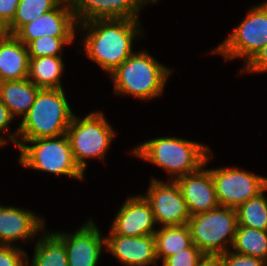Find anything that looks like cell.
<instances>
[{
	"instance_id": "cell-28",
	"label": "cell",
	"mask_w": 267,
	"mask_h": 266,
	"mask_svg": "<svg viewBox=\"0 0 267 266\" xmlns=\"http://www.w3.org/2000/svg\"><path fill=\"white\" fill-rule=\"evenodd\" d=\"M28 256L20 246L0 244V266H27Z\"/></svg>"
},
{
	"instance_id": "cell-26",
	"label": "cell",
	"mask_w": 267,
	"mask_h": 266,
	"mask_svg": "<svg viewBox=\"0 0 267 266\" xmlns=\"http://www.w3.org/2000/svg\"><path fill=\"white\" fill-rule=\"evenodd\" d=\"M75 39L76 37L42 36L27 45L29 58L62 57L64 46L72 45Z\"/></svg>"
},
{
	"instance_id": "cell-12",
	"label": "cell",
	"mask_w": 267,
	"mask_h": 266,
	"mask_svg": "<svg viewBox=\"0 0 267 266\" xmlns=\"http://www.w3.org/2000/svg\"><path fill=\"white\" fill-rule=\"evenodd\" d=\"M77 24L97 19L140 20L141 9L158 0H68Z\"/></svg>"
},
{
	"instance_id": "cell-11",
	"label": "cell",
	"mask_w": 267,
	"mask_h": 266,
	"mask_svg": "<svg viewBox=\"0 0 267 266\" xmlns=\"http://www.w3.org/2000/svg\"><path fill=\"white\" fill-rule=\"evenodd\" d=\"M91 217L72 233L56 230L67 252L68 266H98L106 250L105 235ZM104 250V251H103Z\"/></svg>"
},
{
	"instance_id": "cell-29",
	"label": "cell",
	"mask_w": 267,
	"mask_h": 266,
	"mask_svg": "<svg viewBox=\"0 0 267 266\" xmlns=\"http://www.w3.org/2000/svg\"><path fill=\"white\" fill-rule=\"evenodd\" d=\"M14 117L10 114L9 109L0 99V133L6 134L4 137L0 135V147H4L7 143L15 145L17 147V138H18V128L11 133L10 132V124L14 122ZM8 136V138H7ZM7 138V139H6Z\"/></svg>"
},
{
	"instance_id": "cell-34",
	"label": "cell",
	"mask_w": 267,
	"mask_h": 266,
	"mask_svg": "<svg viewBox=\"0 0 267 266\" xmlns=\"http://www.w3.org/2000/svg\"><path fill=\"white\" fill-rule=\"evenodd\" d=\"M7 29L6 27L0 23V41L7 35Z\"/></svg>"
},
{
	"instance_id": "cell-27",
	"label": "cell",
	"mask_w": 267,
	"mask_h": 266,
	"mask_svg": "<svg viewBox=\"0 0 267 266\" xmlns=\"http://www.w3.org/2000/svg\"><path fill=\"white\" fill-rule=\"evenodd\" d=\"M204 253L195 245L169 256L162 262V266H198Z\"/></svg>"
},
{
	"instance_id": "cell-19",
	"label": "cell",
	"mask_w": 267,
	"mask_h": 266,
	"mask_svg": "<svg viewBox=\"0 0 267 266\" xmlns=\"http://www.w3.org/2000/svg\"><path fill=\"white\" fill-rule=\"evenodd\" d=\"M41 88L29 79L17 81H3L0 89V99L9 109L10 114L16 119L25 116Z\"/></svg>"
},
{
	"instance_id": "cell-18",
	"label": "cell",
	"mask_w": 267,
	"mask_h": 266,
	"mask_svg": "<svg viewBox=\"0 0 267 266\" xmlns=\"http://www.w3.org/2000/svg\"><path fill=\"white\" fill-rule=\"evenodd\" d=\"M27 46L15 35L7 34L0 41V76L3 81H17L28 77Z\"/></svg>"
},
{
	"instance_id": "cell-33",
	"label": "cell",
	"mask_w": 267,
	"mask_h": 266,
	"mask_svg": "<svg viewBox=\"0 0 267 266\" xmlns=\"http://www.w3.org/2000/svg\"><path fill=\"white\" fill-rule=\"evenodd\" d=\"M198 266H224L221 254H204Z\"/></svg>"
},
{
	"instance_id": "cell-2",
	"label": "cell",
	"mask_w": 267,
	"mask_h": 266,
	"mask_svg": "<svg viewBox=\"0 0 267 266\" xmlns=\"http://www.w3.org/2000/svg\"><path fill=\"white\" fill-rule=\"evenodd\" d=\"M175 71L158 62L147 50L131 54L126 61L109 74L114 84L112 94L155 100L164 94L168 78Z\"/></svg>"
},
{
	"instance_id": "cell-16",
	"label": "cell",
	"mask_w": 267,
	"mask_h": 266,
	"mask_svg": "<svg viewBox=\"0 0 267 266\" xmlns=\"http://www.w3.org/2000/svg\"><path fill=\"white\" fill-rule=\"evenodd\" d=\"M212 158L211 150L204 165L197 171L176 179L191 216L219 206L211 171L205 168Z\"/></svg>"
},
{
	"instance_id": "cell-5",
	"label": "cell",
	"mask_w": 267,
	"mask_h": 266,
	"mask_svg": "<svg viewBox=\"0 0 267 266\" xmlns=\"http://www.w3.org/2000/svg\"><path fill=\"white\" fill-rule=\"evenodd\" d=\"M66 135L75 163L85 173L89 160L101 162L106 159L105 156L116 137V130L107 121L103 111L96 110L82 118L75 114Z\"/></svg>"
},
{
	"instance_id": "cell-24",
	"label": "cell",
	"mask_w": 267,
	"mask_h": 266,
	"mask_svg": "<svg viewBox=\"0 0 267 266\" xmlns=\"http://www.w3.org/2000/svg\"><path fill=\"white\" fill-rule=\"evenodd\" d=\"M267 187L236 208L238 226L267 231Z\"/></svg>"
},
{
	"instance_id": "cell-14",
	"label": "cell",
	"mask_w": 267,
	"mask_h": 266,
	"mask_svg": "<svg viewBox=\"0 0 267 266\" xmlns=\"http://www.w3.org/2000/svg\"><path fill=\"white\" fill-rule=\"evenodd\" d=\"M44 230L45 219L31 209L0 205V244L18 246L17 241L28 243Z\"/></svg>"
},
{
	"instance_id": "cell-6",
	"label": "cell",
	"mask_w": 267,
	"mask_h": 266,
	"mask_svg": "<svg viewBox=\"0 0 267 266\" xmlns=\"http://www.w3.org/2000/svg\"><path fill=\"white\" fill-rule=\"evenodd\" d=\"M18 150L21 167L58 176H69L79 181L86 178V173L75 163L66 134L28 140Z\"/></svg>"
},
{
	"instance_id": "cell-23",
	"label": "cell",
	"mask_w": 267,
	"mask_h": 266,
	"mask_svg": "<svg viewBox=\"0 0 267 266\" xmlns=\"http://www.w3.org/2000/svg\"><path fill=\"white\" fill-rule=\"evenodd\" d=\"M231 251L257 257L267 263V231L238 226Z\"/></svg>"
},
{
	"instance_id": "cell-17",
	"label": "cell",
	"mask_w": 267,
	"mask_h": 266,
	"mask_svg": "<svg viewBox=\"0 0 267 266\" xmlns=\"http://www.w3.org/2000/svg\"><path fill=\"white\" fill-rule=\"evenodd\" d=\"M105 235L106 252L123 266H151L158 263L154 235L122 236L109 229Z\"/></svg>"
},
{
	"instance_id": "cell-13",
	"label": "cell",
	"mask_w": 267,
	"mask_h": 266,
	"mask_svg": "<svg viewBox=\"0 0 267 266\" xmlns=\"http://www.w3.org/2000/svg\"><path fill=\"white\" fill-rule=\"evenodd\" d=\"M14 35L26 46L42 36L76 37L77 23L68 0L23 25Z\"/></svg>"
},
{
	"instance_id": "cell-22",
	"label": "cell",
	"mask_w": 267,
	"mask_h": 266,
	"mask_svg": "<svg viewBox=\"0 0 267 266\" xmlns=\"http://www.w3.org/2000/svg\"><path fill=\"white\" fill-rule=\"evenodd\" d=\"M156 256L158 262L189 247L192 244L190 230L187 226H165L159 227L154 234Z\"/></svg>"
},
{
	"instance_id": "cell-8",
	"label": "cell",
	"mask_w": 267,
	"mask_h": 266,
	"mask_svg": "<svg viewBox=\"0 0 267 266\" xmlns=\"http://www.w3.org/2000/svg\"><path fill=\"white\" fill-rule=\"evenodd\" d=\"M267 44V3L251 6L231 34L211 50L225 61L238 58L245 66ZM230 60V61H229Z\"/></svg>"
},
{
	"instance_id": "cell-30",
	"label": "cell",
	"mask_w": 267,
	"mask_h": 266,
	"mask_svg": "<svg viewBox=\"0 0 267 266\" xmlns=\"http://www.w3.org/2000/svg\"><path fill=\"white\" fill-rule=\"evenodd\" d=\"M224 266H267L260 258L238 254L231 250L221 254Z\"/></svg>"
},
{
	"instance_id": "cell-25",
	"label": "cell",
	"mask_w": 267,
	"mask_h": 266,
	"mask_svg": "<svg viewBox=\"0 0 267 266\" xmlns=\"http://www.w3.org/2000/svg\"><path fill=\"white\" fill-rule=\"evenodd\" d=\"M63 0H20L13 21L6 27L14 35L23 25L55 9Z\"/></svg>"
},
{
	"instance_id": "cell-3",
	"label": "cell",
	"mask_w": 267,
	"mask_h": 266,
	"mask_svg": "<svg viewBox=\"0 0 267 266\" xmlns=\"http://www.w3.org/2000/svg\"><path fill=\"white\" fill-rule=\"evenodd\" d=\"M210 151L208 144L176 136H162L137 144L130 153L165 170L169 175L168 180H176L203 166Z\"/></svg>"
},
{
	"instance_id": "cell-4",
	"label": "cell",
	"mask_w": 267,
	"mask_h": 266,
	"mask_svg": "<svg viewBox=\"0 0 267 266\" xmlns=\"http://www.w3.org/2000/svg\"><path fill=\"white\" fill-rule=\"evenodd\" d=\"M64 88L41 89L18 127L17 149L26 141L66 134L73 116Z\"/></svg>"
},
{
	"instance_id": "cell-20",
	"label": "cell",
	"mask_w": 267,
	"mask_h": 266,
	"mask_svg": "<svg viewBox=\"0 0 267 266\" xmlns=\"http://www.w3.org/2000/svg\"><path fill=\"white\" fill-rule=\"evenodd\" d=\"M64 68L62 57L29 58L27 79L41 89L63 88L61 77H63Z\"/></svg>"
},
{
	"instance_id": "cell-32",
	"label": "cell",
	"mask_w": 267,
	"mask_h": 266,
	"mask_svg": "<svg viewBox=\"0 0 267 266\" xmlns=\"http://www.w3.org/2000/svg\"><path fill=\"white\" fill-rule=\"evenodd\" d=\"M20 0H0V23L7 27L14 19Z\"/></svg>"
},
{
	"instance_id": "cell-9",
	"label": "cell",
	"mask_w": 267,
	"mask_h": 266,
	"mask_svg": "<svg viewBox=\"0 0 267 266\" xmlns=\"http://www.w3.org/2000/svg\"><path fill=\"white\" fill-rule=\"evenodd\" d=\"M219 206L237 208L267 187V177L239 167L209 168Z\"/></svg>"
},
{
	"instance_id": "cell-10",
	"label": "cell",
	"mask_w": 267,
	"mask_h": 266,
	"mask_svg": "<svg viewBox=\"0 0 267 266\" xmlns=\"http://www.w3.org/2000/svg\"><path fill=\"white\" fill-rule=\"evenodd\" d=\"M143 196L151 206L158 227L188 223L191 215L176 180L164 181L151 176Z\"/></svg>"
},
{
	"instance_id": "cell-35",
	"label": "cell",
	"mask_w": 267,
	"mask_h": 266,
	"mask_svg": "<svg viewBox=\"0 0 267 266\" xmlns=\"http://www.w3.org/2000/svg\"><path fill=\"white\" fill-rule=\"evenodd\" d=\"M2 83H3V80L1 79V76H0V89L2 87Z\"/></svg>"
},
{
	"instance_id": "cell-21",
	"label": "cell",
	"mask_w": 267,
	"mask_h": 266,
	"mask_svg": "<svg viewBox=\"0 0 267 266\" xmlns=\"http://www.w3.org/2000/svg\"><path fill=\"white\" fill-rule=\"evenodd\" d=\"M34 254L27 266H68L63 241L53 231H43L34 244Z\"/></svg>"
},
{
	"instance_id": "cell-7",
	"label": "cell",
	"mask_w": 267,
	"mask_h": 266,
	"mask_svg": "<svg viewBox=\"0 0 267 266\" xmlns=\"http://www.w3.org/2000/svg\"><path fill=\"white\" fill-rule=\"evenodd\" d=\"M187 226L192 243L204 254H223L231 250L238 228L235 208L218 206L190 216Z\"/></svg>"
},
{
	"instance_id": "cell-31",
	"label": "cell",
	"mask_w": 267,
	"mask_h": 266,
	"mask_svg": "<svg viewBox=\"0 0 267 266\" xmlns=\"http://www.w3.org/2000/svg\"><path fill=\"white\" fill-rule=\"evenodd\" d=\"M241 74L267 73V44L245 65L240 68ZM252 73V74H251Z\"/></svg>"
},
{
	"instance_id": "cell-1",
	"label": "cell",
	"mask_w": 267,
	"mask_h": 266,
	"mask_svg": "<svg viewBox=\"0 0 267 266\" xmlns=\"http://www.w3.org/2000/svg\"><path fill=\"white\" fill-rule=\"evenodd\" d=\"M142 28L140 20L97 19L77 24V33L84 34L79 40L84 55L109 75L135 52Z\"/></svg>"
},
{
	"instance_id": "cell-15",
	"label": "cell",
	"mask_w": 267,
	"mask_h": 266,
	"mask_svg": "<svg viewBox=\"0 0 267 266\" xmlns=\"http://www.w3.org/2000/svg\"><path fill=\"white\" fill-rule=\"evenodd\" d=\"M127 197L116 213L110 229L122 236L154 235L157 224L149 202L143 194Z\"/></svg>"
}]
</instances>
